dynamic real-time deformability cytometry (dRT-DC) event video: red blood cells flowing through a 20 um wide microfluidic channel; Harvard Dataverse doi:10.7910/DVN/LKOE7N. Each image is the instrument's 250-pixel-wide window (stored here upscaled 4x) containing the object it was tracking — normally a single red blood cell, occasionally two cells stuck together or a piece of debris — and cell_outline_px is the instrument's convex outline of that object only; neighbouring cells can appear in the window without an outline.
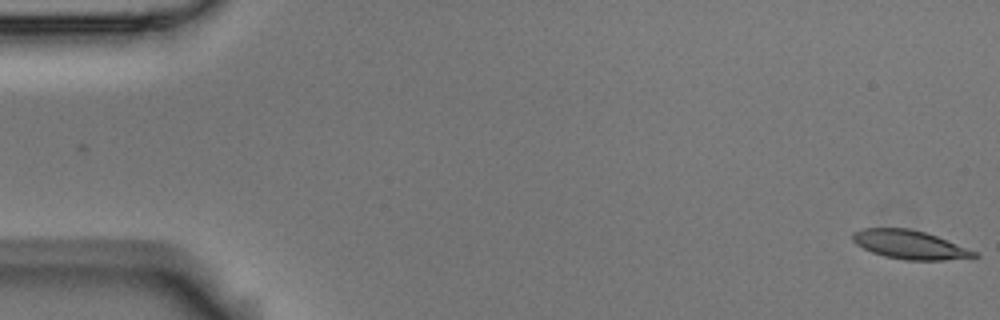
{"species": "Egyptian fruit bat (a non-hibernating species)", "species_latin": "Rousettus aegyptiacus", "temperature_condition": "room temperature", "stored_images_in_passage": 6, "camera_frame_rate_fps": 3000, "um_per_image_px": 0.085, "animal": {"sex": "male"}, "frame": {"image": 1, "passage_image": 1, "time_ms": 0.0, "image_size_px": [1000, 320], "cell_outline_px": [[980, 256], [944, 260], [904, 260], [884, 256], [872, 252], [856, 244], [852, 240], [852, 232], [860, 228], [908, 228], [924, 232], [936, 236], [976, 252]], "centroid_in_image_um": [77.26, 20.79], "position_along_channel_um": 7.7, "area_um2": 20.11}}